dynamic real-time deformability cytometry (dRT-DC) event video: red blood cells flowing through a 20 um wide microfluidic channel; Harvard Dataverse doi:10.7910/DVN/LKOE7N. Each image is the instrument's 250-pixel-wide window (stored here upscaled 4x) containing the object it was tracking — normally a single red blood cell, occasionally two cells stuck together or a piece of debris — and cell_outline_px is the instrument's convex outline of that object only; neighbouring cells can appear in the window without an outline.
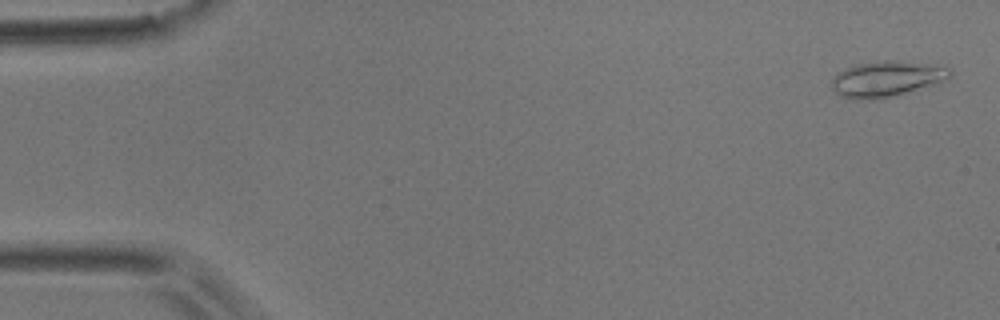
{"species": "common noctule bat (a hibernating species)", "species_latin": "Nyctalus noctula", "temperature_condition": "room temperature", "stored_images_in_passage": 51, "camera_frame_rate_fps": 3000, "um_per_image_px": 0.085, "animal": {"sex": "male", "body_mass_g": 17.9}, "frame": {"image": 1, "passage_image": 2, "time_ms": 0.333, "image_size_px": [1000, 320], "cell_outline_px": [[952, 76], [948, 80], [896, 96], [872, 100], [856, 100], [840, 96], [832, 88], [832, 80], [844, 68], [856, 64], [876, 60], [896, 60], [952, 68]], "centroid_in_image_um": [75.38, 6.71], "position_along_channel_um": 9.6, "area_um2": 24.85}}
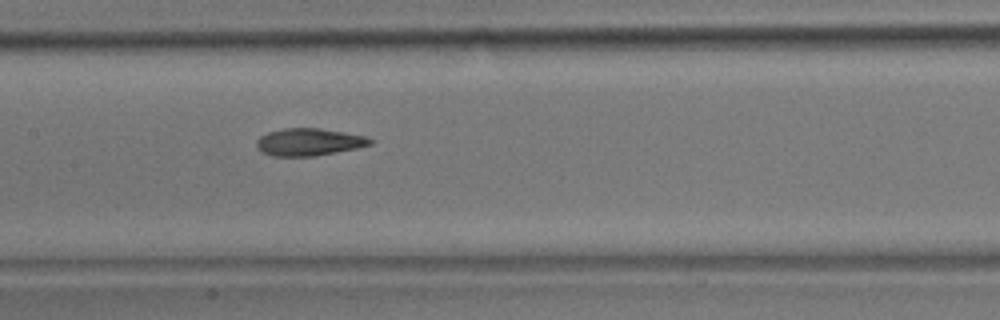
{"frame": {"image": 2, "passage_image": 25, "time_ms": 8.0, "image_size_px": [1000, 320], "cell_outline_px": [[372, 144], [356, 148], [312, 156], [272, 156], [256, 148], [256, 140], [260, 136], [268, 132], [284, 128], [320, 128], [368, 136], [372, 140]], "centroid_in_image_um": [26.24, 12.06], "position_along_channel_um": 181.2, "area_um2": 18.03}}
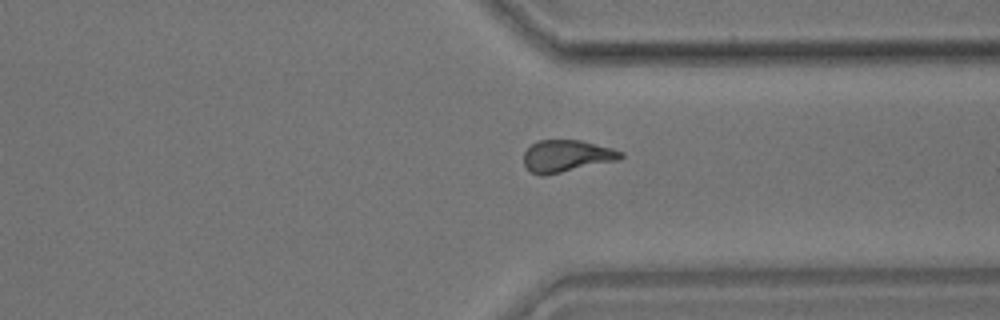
{"frame": {"image": 3, "passage_image": 39, "time_ms": 12.667, "image_size_px": [1000, 320], "cell_outline_px": [[624, 156], [620, 160], [544, 176], [540, 176], [532, 172], [524, 164], [524, 152], [532, 144], [540, 140], [580, 140], [612, 148], [624, 152]], "centroid_in_image_um": [48.19, 13.27], "position_along_channel_um": 363.2, "area_um2": 18.15}, "authors_computed_cell_mechanics": {"area_um2": 18.3804, "velocity_mm_per_s": 3.912, "shape_relaxation_time_tau1_ms": 11.2429, "shape_relaxation_time_tau2_ms": 3.4656, "deformation_change_tau1": 0.2465, "deformation_change_tau2": 0.1092}}